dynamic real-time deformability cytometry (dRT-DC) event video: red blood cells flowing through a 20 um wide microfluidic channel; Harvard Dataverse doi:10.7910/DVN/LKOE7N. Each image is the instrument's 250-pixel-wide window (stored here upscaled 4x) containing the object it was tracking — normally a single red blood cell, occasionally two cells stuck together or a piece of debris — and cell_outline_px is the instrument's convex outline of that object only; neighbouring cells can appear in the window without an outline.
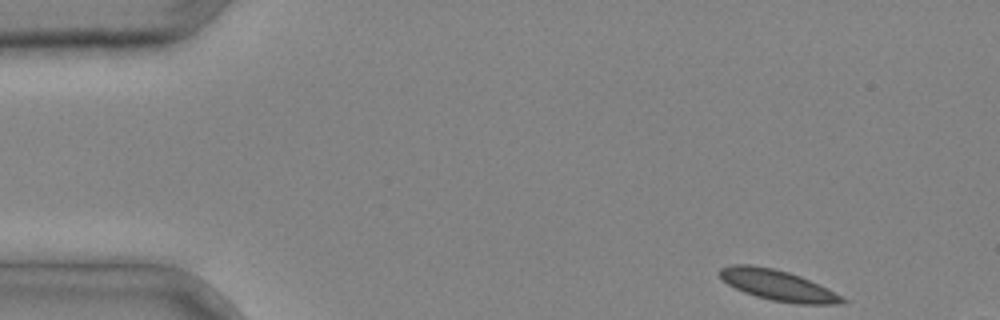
{"species": "common noctule bat (a hibernating species)", "species_latin": "Nyctalus noctula", "temperature_condition": "cold", "stored_images_in_passage": 3, "segment_of_instrument_passage": [2, 2], "camera_frame_rate_fps": 3000, "um_per_image_px": 0.085, "animal": {"sex": "male", "body_mass_g": 20.4}, "frame": {"image": 1, "passage_image": 3, "time_ms": 0.667, "image_size_px": [1000, 320], "cell_outline_px": [[848, 300], [844, 304], [796, 304], [772, 300], [756, 296], [744, 292], [728, 284], [720, 276], [720, 268], [732, 264], [752, 264], [772, 268], [788, 272], [800, 276]], "centroid_in_image_um": [66.08, 24.25], "position_along_channel_um": 18.9, "area_um2": 21.44}}